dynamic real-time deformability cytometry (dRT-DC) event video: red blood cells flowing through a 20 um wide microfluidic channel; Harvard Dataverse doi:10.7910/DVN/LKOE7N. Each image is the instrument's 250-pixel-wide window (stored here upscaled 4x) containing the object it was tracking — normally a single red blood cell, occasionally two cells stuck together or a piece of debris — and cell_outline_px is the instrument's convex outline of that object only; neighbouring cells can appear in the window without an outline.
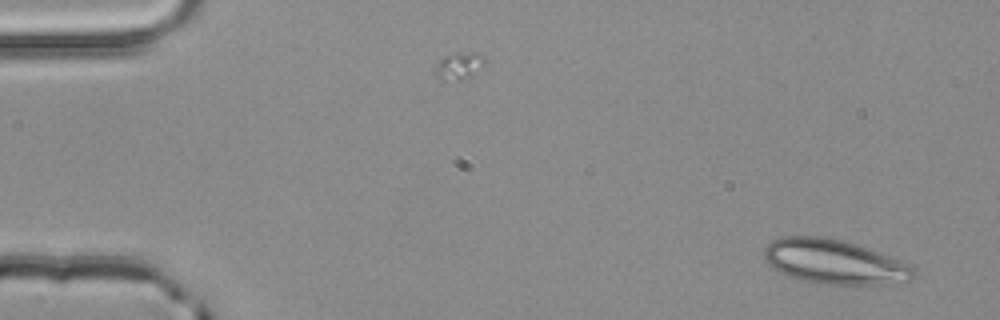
{"species": "common noctule bat (a hibernating species)", "species_latin": "Nyctalus noctula", "temperature_condition": "room temperature", "stored_images_in_passage": 3, "camera_frame_rate_fps": 3000, "um_per_image_px": 0.085, "animal": {"sex": "male", "body_mass_g": 20.4}, "frame": {"image": 1, "passage_image": 1, "time_ms": 0.0, "image_size_px": [1000, 320], "cell_outline_px": [[916, 276], [908, 280], [880, 284], [824, 284], [800, 280], [788, 276], [780, 272], [768, 264], [764, 260], [764, 248], [772, 240], [780, 236], [820, 236], [840, 240], [856, 244], [916, 268]], "centroid_in_image_um": [70.83, 22.25], "position_along_channel_um": 14.2, "area_um2": 38.26}}